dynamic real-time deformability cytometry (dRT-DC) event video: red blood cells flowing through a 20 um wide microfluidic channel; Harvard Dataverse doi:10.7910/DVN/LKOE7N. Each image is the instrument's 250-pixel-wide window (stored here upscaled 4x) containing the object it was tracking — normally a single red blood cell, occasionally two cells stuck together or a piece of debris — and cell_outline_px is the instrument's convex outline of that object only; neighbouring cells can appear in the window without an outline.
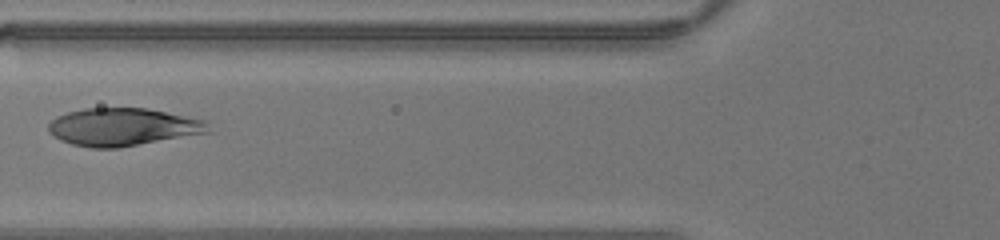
{"species": "human", "species_latin": "Homo sapiens", "temperature_condition": "warm", "stored_images_in_passage": 41, "segment_of_instrument_passage": [2, 2], "camera_frame_rate_fps": 3000, "um_per_image_px": 0.085, "donor": {"sex": "male"}, "frame": {"image": 1, "passage_image": 16, "time_ms": 5.0, "image_size_px": [1000, 240], "cell_outline_px": [[208, 132], [120, 148], [92, 148], [72, 144], [60, 140], [52, 136], [48, 132], [48, 124], [56, 116], [68, 112], [84, 108], [148, 108], [208, 120]], "centroid_in_image_um": [10.41, 10.79], "position_along_channel_um": 115.4, "area_um2": 35.32}}
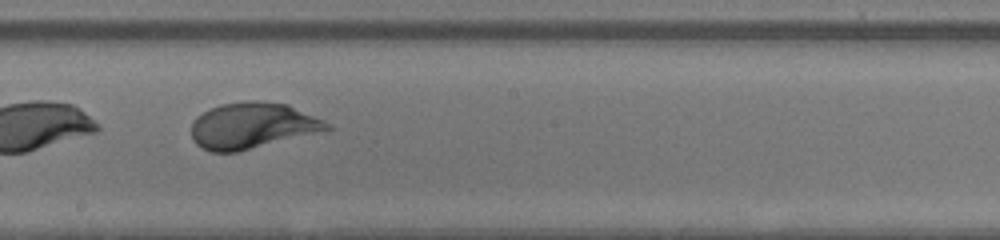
{"frame": {"image": 2, "passage_image": 23, "time_ms": 7.333, "image_size_px": [1000, 240], "cell_outline_px": [[332, 128], [236, 152], [212, 152], [196, 144], [192, 140], [192, 120], [196, 116], [220, 104], [248, 100], [256, 100], [288, 104], [324, 120]], "centroid_in_image_um": [21.39, 10.66], "position_along_channel_um": 226.8, "area_um2": 35.89}}
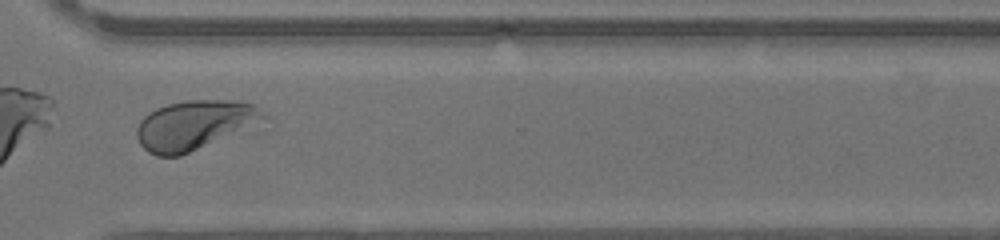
{"frame": {"image": 3, "passage_image": 31, "time_ms": 10.0, "image_size_px": [1000, 240], "cell_outline_px": [[268, 116], [180, 156], [156, 156], [148, 152], [140, 144], [136, 136], [136, 128], [140, 120], [148, 112], [156, 108], [168, 104], [188, 100], [232, 100], [252, 104]], "centroid_in_image_um": [16.38, 10.61], "position_along_channel_um": 354.2, "area_um2": 35.2}}